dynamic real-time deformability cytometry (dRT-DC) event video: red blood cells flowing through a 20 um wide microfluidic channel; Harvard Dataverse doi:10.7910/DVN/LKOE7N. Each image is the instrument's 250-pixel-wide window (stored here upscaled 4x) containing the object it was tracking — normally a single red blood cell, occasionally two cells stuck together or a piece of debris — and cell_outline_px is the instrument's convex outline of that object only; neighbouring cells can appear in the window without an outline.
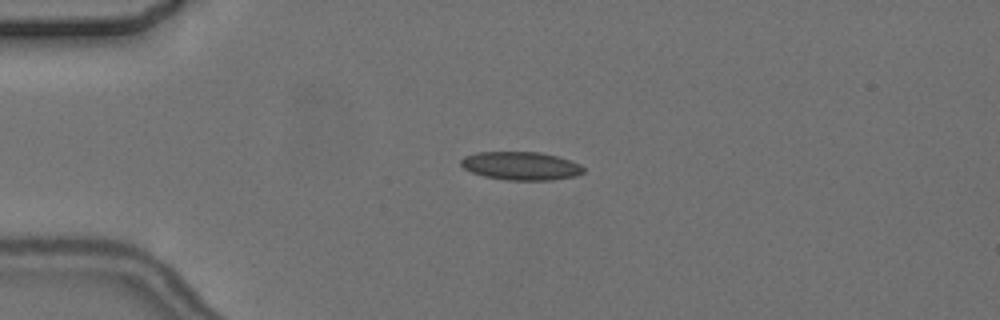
{"species": "common noctule bat (a hibernating species)", "species_latin": "Nyctalus noctula", "temperature_condition": "cold", "stored_images_in_passage": 4, "camera_frame_rate_fps": 3000, "um_per_image_px": 0.085, "animal": {"sex": "female", "body_mass_g": 24.6, "forearm_length_mm": 56.2}, "frame": {"image": 1, "passage_image": 3, "time_ms": 2.333, "image_size_px": [1000, 320], "cell_outline_px": [[584, 172], [576, 176], [552, 180], [508, 180], [484, 176], [472, 172], [464, 168], [460, 164], [460, 160], [464, 156], [476, 152], [540, 152], [560, 156], [580, 164], [584, 168]], "centroid_in_image_um": [44.3, 14.09], "position_along_channel_um": 40.7, "area_um2": 20.35}}